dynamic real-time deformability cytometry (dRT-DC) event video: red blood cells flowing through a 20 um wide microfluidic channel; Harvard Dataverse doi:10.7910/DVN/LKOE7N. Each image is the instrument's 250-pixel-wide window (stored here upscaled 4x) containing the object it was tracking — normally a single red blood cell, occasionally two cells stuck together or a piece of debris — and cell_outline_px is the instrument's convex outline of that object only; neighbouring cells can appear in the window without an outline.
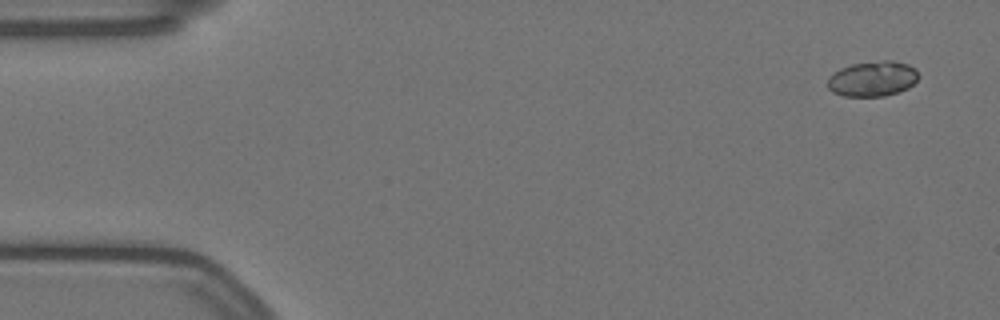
{"species": "Egyptian fruit bat (a non-hibernating species)", "species_latin": "Rousettus aegyptiacus", "temperature_condition": "warm", "stored_images_in_passage": 56, "camera_frame_rate_fps": 3000, "um_per_image_px": 0.085, "animal": {"sex": "female"}, "frame": {"image": 1, "passage_image": 1, "time_ms": 0.0, "image_size_px": [1000, 320], "cell_outline_px": [[916, 80], [908, 88], [884, 96], [844, 96], [832, 92], [828, 88], [828, 76], [840, 68], [852, 64], [880, 60], [892, 60], [908, 64], [916, 68]], "centroid_in_image_um": [74.14, 6.68], "position_along_channel_um": 10.9, "area_um2": 18.61}}
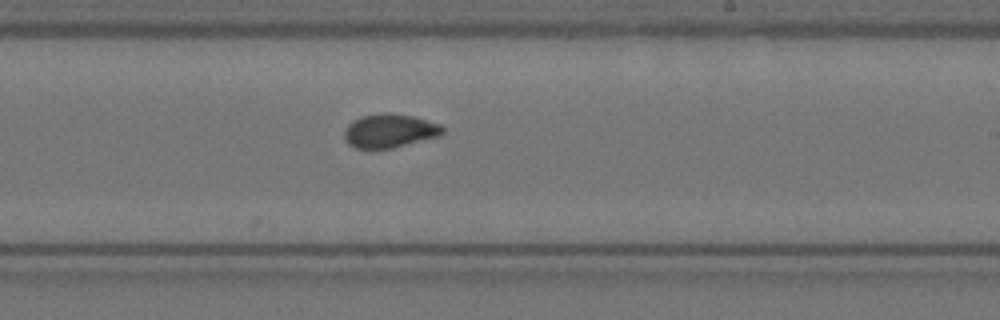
{"frame": {"image": 2, "passage_image": 32, "time_ms": 10.333, "image_size_px": [1000, 320], "cell_outline_px": [[444, 132], [440, 136], [392, 148], [356, 148], [348, 144], [344, 140], [344, 132], [348, 124], [352, 120], [360, 116], [384, 112], [412, 116], [440, 124], [444, 128]], "centroid_in_image_um": [33.1, 11.11], "position_along_channel_um": 255.9, "area_um2": 19.36}}
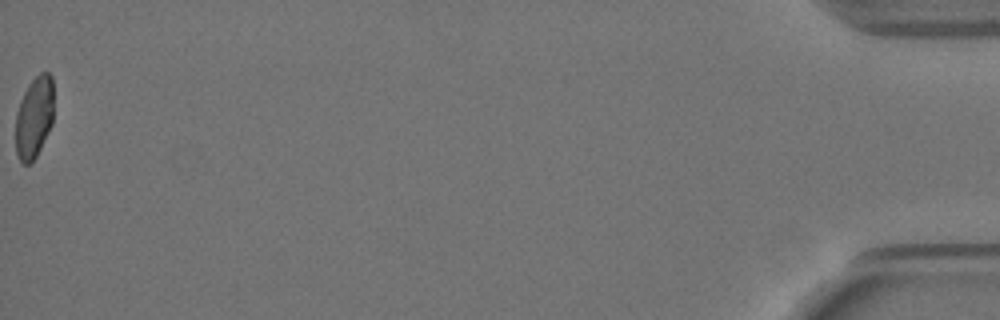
{"frame": {"image": 3, "passage_image": 56, "time_ms": 18.333, "image_size_px": [1000, 320], "cell_outline_px": [[52, 124], [36, 156], [28, 164], [24, 164], [20, 160], [16, 152], [16, 112], [20, 100], [28, 84], [40, 72], [48, 72], [52, 76]], "centroid_in_image_um": [2.89, 9.95], "position_along_channel_um": 432.3, "area_um2": 17.92}, "authors_computed_cell_mechanics": {"area_um2": 19.1029, "velocity_mm_per_s": 3.5094, "shape_relaxation_time_tau1_ms": null, "shape_relaxation_time_tau2_ms": 0.9723, "deformation_change_tau1": null, "deformation_change_tau2": 0.0435}}